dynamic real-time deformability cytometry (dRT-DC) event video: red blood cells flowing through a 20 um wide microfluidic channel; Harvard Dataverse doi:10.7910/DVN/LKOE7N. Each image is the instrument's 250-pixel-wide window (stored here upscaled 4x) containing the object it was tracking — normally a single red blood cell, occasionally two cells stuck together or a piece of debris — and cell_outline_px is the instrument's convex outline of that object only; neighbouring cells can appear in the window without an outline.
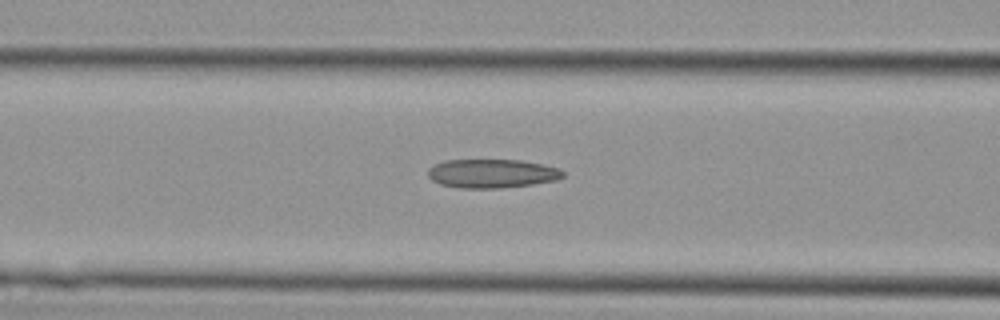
{"species": "Egyptian fruit bat (a non-hibernating species)", "species_latin": "Rousettus aegyptiacus", "temperature_condition": "cold", "stored_images_in_passage": 27, "camera_frame_rate_fps": 3000, "um_per_image_px": 0.085, "animal": {"sex": "female"}, "frame": {"image": 1, "passage_image": 11, "time_ms": 3.333, "image_size_px": [1000, 320], "cell_outline_px": [[564, 176], [556, 180], [532, 184], [500, 188], [460, 188], [440, 184], [432, 180], [428, 176], [428, 168], [432, 164], [444, 160], [520, 160], [560, 168], [564, 172]], "centroid_in_image_um": [41.78, 14.74], "position_along_channel_um": 124.8, "area_um2": 22.72}}
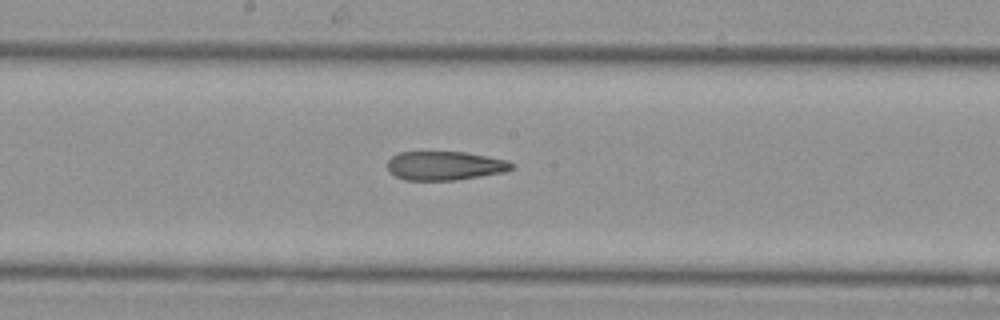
{"frame": {"image": 2, "passage_image": 16, "time_ms": 5.0, "image_size_px": [1000, 320], "cell_outline_px": [[516, 168], [504, 172], [456, 180], [404, 180], [388, 172], [388, 160], [392, 156], [400, 152], [464, 152], [508, 160], [516, 164]], "centroid_in_image_um": [37.84, 14.09], "position_along_channel_um": 210.4, "area_um2": 21.04}}
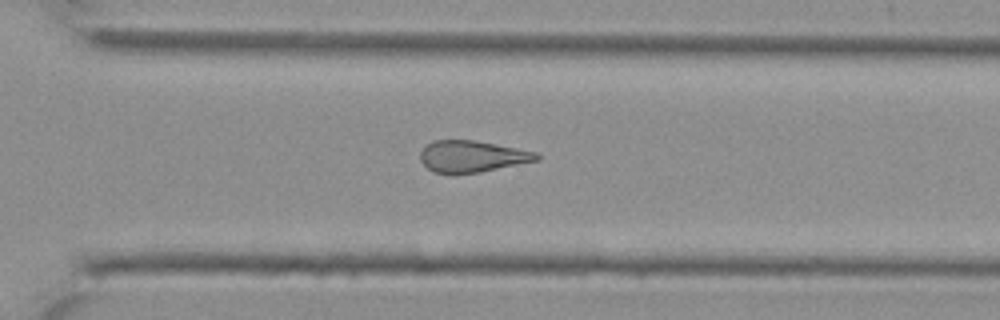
{"frame": {"image": 3, "passage_image": 23, "time_ms": 7.333, "image_size_px": [1000, 320], "cell_outline_px": [[540, 160], [480, 172], [452, 176], [432, 172], [420, 160], [420, 152], [432, 140], [476, 140], [536, 152], [540, 156]], "centroid_in_image_um": [40.1, 13.32], "position_along_channel_um": 330.5, "area_um2": 21.79}}